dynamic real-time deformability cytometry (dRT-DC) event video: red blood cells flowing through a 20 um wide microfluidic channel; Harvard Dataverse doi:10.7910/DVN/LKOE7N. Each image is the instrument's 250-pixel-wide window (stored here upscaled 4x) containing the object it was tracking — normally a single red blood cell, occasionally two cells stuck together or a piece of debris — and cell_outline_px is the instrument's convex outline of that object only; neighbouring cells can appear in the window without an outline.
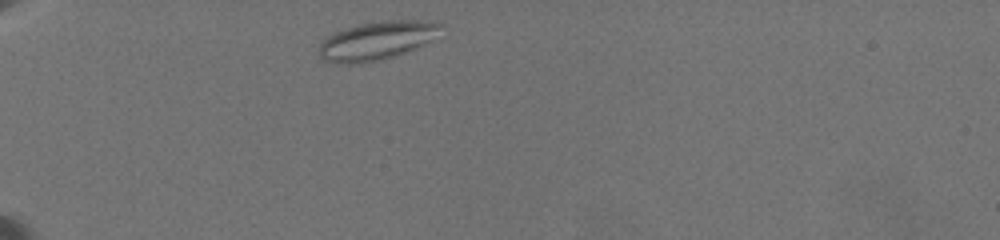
{"species": "common noctule bat (a hibernating species)", "species_latin": "Nyctalus noctula", "temperature_condition": "warm", "stored_images_in_passage": 46, "camera_frame_rate_fps": 3000, "um_per_image_px": 0.085, "animal": {"sex": "female", "body_mass_g": 19.5, "forearm_length_mm": 54.1}, "frame": {"image": 1, "passage_image": 3, "time_ms": 0.333, "image_size_px": [1000, 240], "cell_outline_px": [[444, 36], [392, 56], [380, 60], [360, 64], [352, 64], [324, 60], [320, 56], [320, 44], [328, 36], [336, 32], [360, 24], [392, 20], [416, 20], [440, 24]], "centroid_in_image_um": [32.1, 3.45], "position_along_channel_um": 52.9, "area_um2": 26.82}}
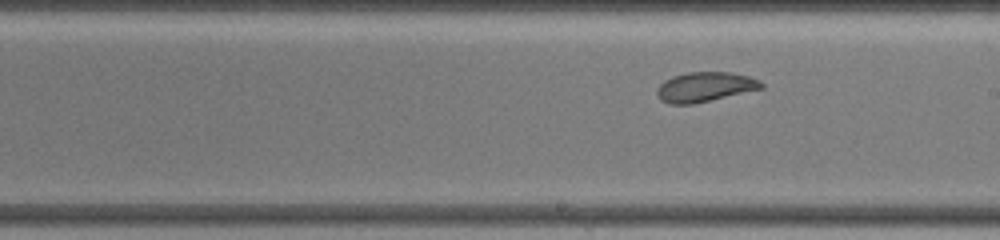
{"frame": {"image": 2, "passage_image": 30, "time_ms": 6.333, "image_size_px": [1000, 240], "cell_outline_px": [[764, 88], [692, 104], [668, 104], [660, 100], [656, 92], [656, 88], [664, 80], [672, 76], [688, 72], [728, 72], [748, 76], [760, 80], [764, 84]], "centroid_in_image_um": [59.89, 7.39], "position_along_channel_um": 229.1, "area_um2": 18.09}}
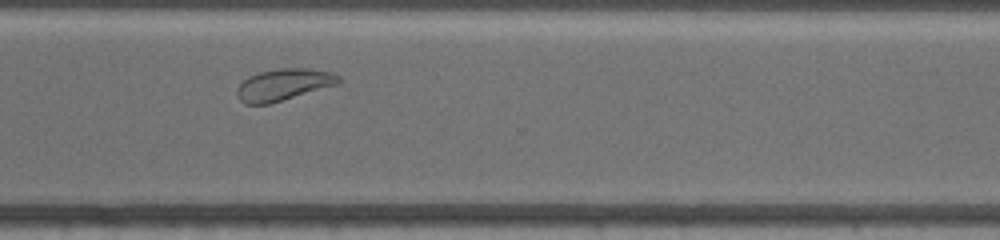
{"frame": {"image": 3, "passage_image": 45, "time_ms": 9.667, "image_size_px": [1000, 240], "cell_outline_px": [[340, 84], [268, 104], [244, 104], [236, 96], [236, 88], [248, 76], [256, 72], [276, 68], [308, 68], [332, 72], [340, 76]], "centroid_in_image_um": [24.09, 7.18], "position_along_channel_um": 346.5, "area_um2": 19.07}}